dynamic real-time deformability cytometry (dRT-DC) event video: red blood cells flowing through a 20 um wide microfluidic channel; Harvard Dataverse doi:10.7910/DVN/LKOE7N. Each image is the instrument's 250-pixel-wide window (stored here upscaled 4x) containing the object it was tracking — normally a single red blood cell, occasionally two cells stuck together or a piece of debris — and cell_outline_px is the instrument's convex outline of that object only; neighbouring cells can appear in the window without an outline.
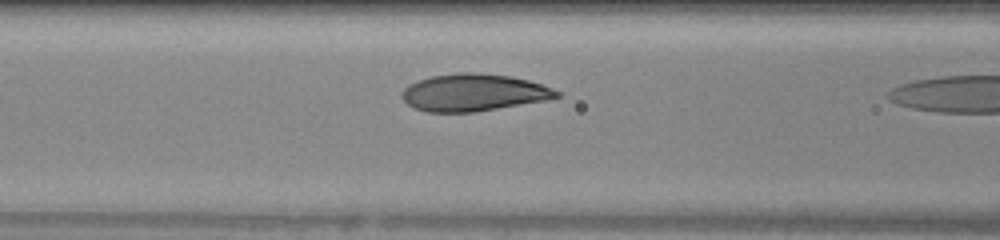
{"species": "human", "species_latin": "Homo sapiens", "temperature_condition": "warm", "stored_images_in_passage": 6, "camera_frame_rate_fps": 3000, "um_per_image_px": 0.085, "donor": {"sex": "female"}, "frame": {"image": 1, "passage_image": 5, "time_ms": 1.333, "image_size_px": [1000, 240], "cell_outline_px": [[564, 96], [544, 100], [476, 112], [428, 112], [416, 108], [408, 104], [400, 96], [400, 92], [408, 84], [432, 76], [460, 72], [480, 72], [508, 76], [528, 80], [552, 88], [560, 92]], "centroid_in_image_um": [40.24, 7.86], "position_along_channel_um": 126.4, "area_um2": 33.47}}